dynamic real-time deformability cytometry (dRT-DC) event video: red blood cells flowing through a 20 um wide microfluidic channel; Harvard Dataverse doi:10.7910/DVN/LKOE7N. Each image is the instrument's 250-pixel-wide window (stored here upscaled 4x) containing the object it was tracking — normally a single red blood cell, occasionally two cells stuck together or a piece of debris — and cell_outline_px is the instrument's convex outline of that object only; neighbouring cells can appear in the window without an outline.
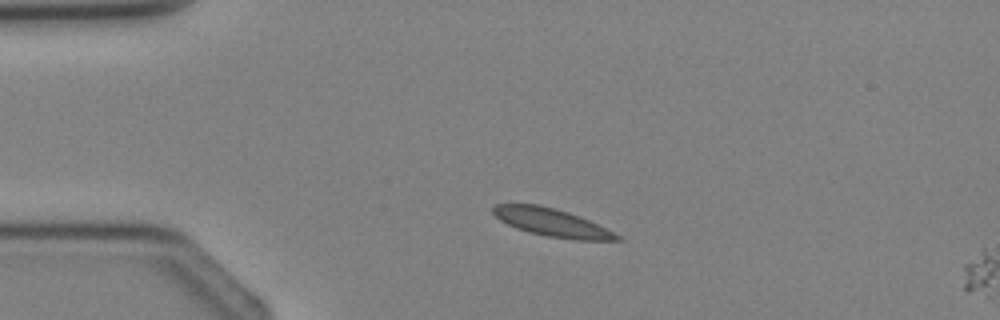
{"species": "Egyptian fruit bat (a non-hibernating species)", "species_latin": "Rousettus aegyptiacus", "temperature_condition": "cold", "stored_images_in_passage": 2, "segment_of_instrument_passage": [1, 2], "camera_frame_rate_fps": 3000, "um_per_image_px": 0.085, "animal": {"sex": "female"}, "frame": {"image": 1, "passage_image": 1, "time_ms": 0.0, "image_size_px": [1000, 320], "cell_outline_px": [[624, 240], [576, 240], [548, 236], [528, 232], [516, 228], [500, 220], [492, 212], [492, 204], [540, 204], [556, 208], [580, 216], [620, 236]], "centroid_in_image_um": [46.86, 18.9], "position_along_channel_um": 38.1, "area_um2": 20.0}}